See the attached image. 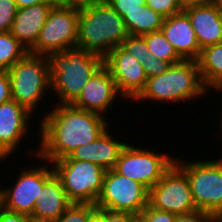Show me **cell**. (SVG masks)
Returning <instances> with one entry per match:
<instances>
[{
	"label": "cell",
	"mask_w": 222,
	"mask_h": 222,
	"mask_svg": "<svg viewBox=\"0 0 222 222\" xmlns=\"http://www.w3.org/2000/svg\"><path fill=\"white\" fill-rule=\"evenodd\" d=\"M108 127L93 142L84 144L73 150L67 157L59 160L88 161L101 165L104 169H114L120 152L126 146L127 140L113 137Z\"/></svg>",
	"instance_id": "obj_17"
},
{
	"label": "cell",
	"mask_w": 222,
	"mask_h": 222,
	"mask_svg": "<svg viewBox=\"0 0 222 222\" xmlns=\"http://www.w3.org/2000/svg\"><path fill=\"white\" fill-rule=\"evenodd\" d=\"M161 30L184 60L199 58L201 49L190 19L184 11L166 17Z\"/></svg>",
	"instance_id": "obj_18"
},
{
	"label": "cell",
	"mask_w": 222,
	"mask_h": 222,
	"mask_svg": "<svg viewBox=\"0 0 222 222\" xmlns=\"http://www.w3.org/2000/svg\"><path fill=\"white\" fill-rule=\"evenodd\" d=\"M142 222H176V214L160 211L147 205L138 215Z\"/></svg>",
	"instance_id": "obj_30"
},
{
	"label": "cell",
	"mask_w": 222,
	"mask_h": 222,
	"mask_svg": "<svg viewBox=\"0 0 222 222\" xmlns=\"http://www.w3.org/2000/svg\"><path fill=\"white\" fill-rule=\"evenodd\" d=\"M119 96L120 100H125L118 92L109 70L102 65L88 80L79 97L71 105L105 117L111 107L116 105L115 102Z\"/></svg>",
	"instance_id": "obj_15"
},
{
	"label": "cell",
	"mask_w": 222,
	"mask_h": 222,
	"mask_svg": "<svg viewBox=\"0 0 222 222\" xmlns=\"http://www.w3.org/2000/svg\"><path fill=\"white\" fill-rule=\"evenodd\" d=\"M31 117L33 114L13 99L0 104V157L4 161L20 151V141L32 132Z\"/></svg>",
	"instance_id": "obj_14"
},
{
	"label": "cell",
	"mask_w": 222,
	"mask_h": 222,
	"mask_svg": "<svg viewBox=\"0 0 222 222\" xmlns=\"http://www.w3.org/2000/svg\"><path fill=\"white\" fill-rule=\"evenodd\" d=\"M103 65L109 70L118 92L130 102L145 88L147 76L142 64L121 46L113 49L103 60Z\"/></svg>",
	"instance_id": "obj_13"
},
{
	"label": "cell",
	"mask_w": 222,
	"mask_h": 222,
	"mask_svg": "<svg viewBox=\"0 0 222 222\" xmlns=\"http://www.w3.org/2000/svg\"><path fill=\"white\" fill-rule=\"evenodd\" d=\"M174 162L175 157L168 153H158L149 147L139 148L129 142L120 152L114 170L150 189L157 184Z\"/></svg>",
	"instance_id": "obj_9"
},
{
	"label": "cell",
	"mask_w": 222,
	"mask_h": 222,
	"mask_svg": "<svg viewBox=\"0 0 222 222\" xmlns=\"http://www.w3.org/2000/svg\"><path fill=\"white\" fill-rule=\"evenodd\" d=\"M72 204L67 198L60 179L55 173L44 183L40 199L36 202L31 217L56 221Z\"/></svg>",
	"instance_id": "obj_20"
},
{
	"label": "cell",
	"mask_w": 222,
	"mask_h": 222,
	"mask_svg": "<svg viewBox=\"0 0 222 222\" xmlns=\"http://www.w3.org/2000/svg\"><path fill=\"white\" fill-rule=\"evenodd\" d=\"M181 158L176 156L175 163L188 178L196 208L209 214H222V157L187 162Z\"/></svg>",
	"instance_id": "obj_6"
},
{
	"label": "cell",
	"mask_w": 222,
	"mask_h": 222,
	"mask_svg": "<svg viewBox=\"0 0 222 222\" xmlns=\"http://www.w3.org/2000/svg\"><path fill=\"white\" fill-rule=\"evenodd\" d=\"M209 90L205 87L197 60H183L170 65L161 75L147 78L145 88L133 100L178 103L203 98Z\"/></svg>",
	"instance_id": "obj_4"
},
{
	"label": "cell",
	"mask_w": 222,
	"mask_h": 222,
	"mask_svg": "<svg viewBox=\"0 0 222 222\" xmlns=\"http://www.w3.org/2000/svg\"><path fill=\"white\" fill-rule=\"evenodd\" d=\"M7 72L10 78L12 99L34 114L43 101L46 103V100L42 99L47 95L46 93H51L47 57L28 52Z\"/></svg>",
	"instance_id": "obj_5"
},
{
	"label": "cell",
	"mask_w": 222,
	"mask_h": 222,
	"mask_svg": "<svg viewBox=\"0 0 222 222\" xmlns=\"http://www.w3.org/2000/svg\"><path fill=\"white\" fill-rule=\"evenodd\" d=\"M213 0H178L180 8L185 10L189 7L199 6L206 3H209Z\"/></svg>",
	"instance_id": "obj_37"
},
{
	"label": "cell",
	"mask_w": 222,
	"mask_h": 222,
	"mask_svg": "<svg viewBox=\"0 0 222 222\" xmlns=\"http://www.w3.org/2000/svg\"><path fill=\"white\" fill-rule=\"evenodd\" d=\"M170 65L171 64L169 62L160 60L151 53L146 61L142 64L147 78H152L163 74L167 71Z\"/></svg>",
	"instance_id": "obj_31"
},
{
	"label": "cell",
	"mask_w": 222,
	"mask_h": 222,
	"mask_svg": "<svg viewBox=\"0 0 222 222\" xmlns=\"http://www.w3.org/2000/svg\"><path fill=\"white\" fill-rule=\"evenodd\" d=\"M212 91H214V92L216 91V92H218V93H219V91H220V93H222V92H221V91H222V88H216V89H214V90L212 89ZM221 105H222V104H221ZM221 109H222V108H221ZM219 115H221V116H218V117H221V120H220V122H221L220 128H221V129H220V131H222V113H221V114L219 113ZM221 136H222V132H221ZM221 139H222V138H221Z\"/></svg>",
	"instance_id": "obj_39"
},
{
	"label": "cell",
	"mask_w": 222,
	"mask_h": 222,
	"mask_svg": "<svg viewBox=\"0 0 222 222\" xmlns=\"http://www.w3.org/2000/svg\"><path fill=\"white\" fill-rule=\"evenodd\" d=\"M107 3L123 18L127 13H132L146 5V0H106Z\"/></svg>",
	"instance_id": "obj_32"
},
{
	"label": "cell",
	"mask_w": 222,
	"mask_h": 222,
	"mask_svg": "<svg viewBox=\"0 0 222 222\" xmlns=\"http://www.w3.org/2000/svg\"><path fill=\"white\" fill-rule=\"evenodd\" d=\"M96 209L92 203H72L54 222H88L89 216Z\"/></svg>",
	"instance_id": "obj_26"
},
{
	"label": "cell",
	"mask_w": 222,
	"mask_h": 222,
	"mask_svg": "<svg viewBox=\"0 0 222 222\" xmlns=\"http://www.w3.org/2000/svg\"><path fill=\"white\" fill-rule=\"evenodd\" d=\"M62 1L72 2V3H82V2L95 1V0H62Z\"/></svg>",
	"instance_id": "obj_41"
},
{
	"label": "cell",
	"mask_w": 222,
	"mask_h": 222,
	"mask_svg": "<svg viewBox=\"0 0 222 222\" xmlns=\"http://www.w3.org/2000/svg\"><path fill=\"white\" fill-rule=\"evenodd\" d=\"M211 214L195 210L190 213L176 215V222H210Z\"/></svg>",
	"instance_id": "obj_33"
},
{
	"label": "cell",
	"mask_w": 222,
	"mask_h": 222,
	"mask_svg": "<svg viewBox=\"0 0 222 222\" xmlns=\"http://www.w3.org/2000/svg\"><path fill=\"white\" fill-rule=\"evenodd\" d=\"M28 50L10 33L0 32V71H8Z\"/></svg>",
	"instance_id": "obj_24"
},
{
	"label": "cell",
	"mask_w": 222,
	"mask_h": 222,
	"mask_svg": "<svg viewBox=\"0 0 222 222\" xmlns=\"http://www.w3.org/2000/svg\"><path fill=\"white\" fill-rule=\"evenodd\" d=\"M43 161L47 165L36 164L35 167H27L28 169L24 167L13 185H0V206L12 212L32 216L44 183L54 174L52 164L47 160Z\"/></svg>",
	"instance_id": "obj_10"
},
{
	"label": "cell",
	"mask_w": 222,
	"mask_h": 222,
	"mask_svg": "<svg viewBox=\"0 0 222 222\" xmlns=\"http://www.w3.org/2000/svg\"><path fill=\"white\" fill-rule=\"evenodd\" d=\"M51 164L72 203L95 204L102 190L106 169L96 163L78 160H57Z\"/></svg>",
	"instance_id": "obj_8"
},
{
	"label": "cell",
	"mask_w": 222,
	"mask_h": 222,
	"mask_svg": "<svg viewBox=\"0 0 222 222\" xmlns=\"http://www.w3.org/2000/svg\"><path fill=\"white\" fill-rule=\"evenodd\" d=\"M29 216L6 210L0 206V222H27Z\"/></svg>",
	"instance_id": "obj_35"
},
{
	"label": "cell",
	"mask_w": 222,
	"mask_h": 222,
	"mask_svg": "<svg viewBox=\"0 0 222 222\" xmlns=\"http://www.w3.org/2000/svg\"><path fill=\"white\" fill-rule=\"evenodd\" d=\"M45 116V117H44ZM103 115L78 109L71 104H54L43 115L41 125L33 134V140L40 143L37 149L26 152L31 156L50 163L67 157L76 148L93 142L110 125ZM33 153V155H31Z\"/></svg>",
	"instance_id": "obj_1"
},
{
	"label": "cell",
	"mask_w": 222,
	"mask_h": 222,
	"mask_svg": "<svg viewBox=\"0 0 222 222\" xmlns=\"http://www.w3.org/2000/svg\"><path fill=\"white\" fill-rule=\"evenodd\" d=\"M27 222H54V221L41 220V219H35L33 217H29Z\"/></svg>",
	"instance_id": "obj_40"
},
{
	"label": "cell",
	"mask_w": 222,
	"mask_h": 222,
	"mask_svg": "<svg viewBox=\"0 0 222 222\" xmlns=\"http://www.w3.org/2000/svg\"><path fill=\"white\" fill-rule=\"evenodd\" d=\"M164 19L165 17L147 5L141 6L139 10L127 13L123 17L129 35L141 36L161 30Z\"/></svg>",
	"instance_id": "obj_22"
},
{
	"label": "cell",
	"mask_w": 222,
	"mask_h": 222,
	"mask_svg": "<svg viewBox=\"0 0 222 222\" xmlns=\"http://www.w3.org/2000/svg\"><path fill=\"white\" fill-rule=\"evenodd\" d=\"M11 99V84L8 72L0 71V104Z\"/></svg>",
	"instance_id": "obj_34"
},
{
	"label": "cell",
	"mask_w": 222,
	"mask_h": 222,
	"mask_svg": "<svg viewBox=\"0 0 222 222\" xmlns=\"http://www.w3.org/2000/svg\"><path fill=\"white\" fill-rule=\"evenodd\" d=\"M146 5L165 18L183 11L178 0H146Z\"/></svg>",
	"instance_id": "obj_29"
},
{
	"label": "cell",
	"mask_w": 222,
	"mask_h": 222,
	"mask_svg": "<svg viewBox=\"0 0 222 222\" xmlns=\"http://www.w3.org/2000/svg\"><path fill=\"white\" fill-rule=\"evenodd\" d=\"M197 63L205 87L222 88V43L203 48Z\"/></svg>",
	"instance_id": "obj_21"
},
{
	"label": "cell",
	"mask_w": 222,
	"mask_h": 222,
	"mask_svg": "<svg viewBox=\"0 0 222 222\" xmlns=\"http://www.w3.org/2000/svg\"><path fill=\"white\" fill-rule=\"evenodd\" d=\"M142 36L145 38L150 53L158 59L167 61L171 65L184 60L166 39L162 30L146 33Z\"/></svg>",
	"instance_id": "obj_23"
},
{
	"label": "cell",
	"mask_w": 222,
	"mask_h": 222,
	"mask_svg": "<svg viewBox=\"0 0 222 222\" xmlns=\"http://www.w3.org/2000/svg\"><path fill=\"white\" fill-rule=\"evenodd\" d=\"M183 11L190 19L201 50L222 43V8L218 0Z\"/></svg>",
	"instance_id": "obj_16"
},
{
	"label": "cell",
	"mask_w": 222,
	"mask_h": 222,
	"mask_svg": "<svg viewBox=\"0 0 222 222\" xmlns=\"http://www.w3.org/2000/svg\"><path fill=\"white\" fill-rule=\"evenodd\" d=\"M148 205L176 215L198 210L192 199L188 178L175 162L157 184L149 189Z\"/></svg>",
	"instance_id": "obj_12"
},
{
	"label": "cell",
	"mask_w": 222,
	"mask_h": 222,
	"mask_svg": "<svg viewBox=\"0 0 222 222\" xmlns=\"http://www.w3.org/2000/svg\"><path fill=\"white\" fill-rule=\"evenodd\" d=\"M129 35L123 18L106 0L79 3L77 46L104 60Z\"/></svg>",
	"instance_id": "obj_2"
},
{
	"label": "cell",
	"mask_w": 222,
	"mask_h": 222,
	"mask_svg": "<svg viewBox=\"0 0 222 222\" xmlns=\"http://www.w3.org/2000/svg\"><path fill=\"white\" fill-rule=\"evenodd\" d=\"M55 4H37L18 9L10 33L28 50L35 46L41 28Z\"/></svg>",
	"instance_id": "obj_19"
},
{
	"label": "cell",
	"mask_w": 222,
	"mask_h": 222,
	"mask_svg": "<svg viewBox=\"0 0 222 222\" xmlns=\"http://www.w3.org/2000/svg\"><path fill=\"white\" fill-rule=\"evenodd\" d=\"M138 216L128 212H114L96 209L88 218V222H135Z\"/></svg>",
	"instance_id": "obj_27"
},
{
	"label": "cell",
	"mask_w": 222,
	"mask_h": 222,
	"mask_svg": "<svg viewBox=\"0 0 222 222\" xmlns=\"http://www.w3.org/2000/svg\"><path fill=\"white\" fill-rule=\"evenodd\" d=\"M17 10L14 0H0V32L10 31Z\"/></svg>",
	"instance_id": "obj_28"
},
{
	"label": "cell",
	"mask_w": 222,
	"mask_h": 222,
	"mask_svg": "<svg viewBox=\"0 0 222 222\" xmlns=\"http://www.w3.org/2000/svg\"><path fill=\"white\" fill-rule=\"evenodd\" d=\"M135 222H142L139 218Z\"/></svg>",
	"instance_id": "obj_43"
},
{
	"label": "cell",
	"mask_w": 222,
	"mask_h": 222,
	"mask_svg": "<svg viewBox=\"0 0 222 222\" xmlns=\"http://www.w3.org/2000/svg\"><path fill=\"white\" fill-rule=\"evenodd\" d=\"M120 46L140 64H143L150 54L145 38L141 35H128Z\"/></svg>",
	"instance_id": "obj_25"
},
{
	"label": "cell",
	"mask_w": 222,
	"mask_h": 222,
	"mask_svg": "<svg viewBox=\"0 0 222 222\" xmlns=\"http://www.w3.org/2000/svg\"><path fill=\"white\" fill-rule=\"evenodd\" d=\"M17 8L22 9L37 4H56L59 0H14Z\"/></svg>",
	"instance_id": "obj_36"
},
{
	"label": "cell",
	"mask_w": 222,
	"mask_h": 222,
	"mask_svg": "<svg viewBox=\"0 0 222 222\" xmlns=\"http://www.w3.org/2000/svg\"><path fill=\"white\" fill-rule=\"evenodd\" d=\"M52 95L56 104H72L92 75L103 65V60L89 54L81 46H71L64 51L47 56ZM54 93V94H53Z\"/></svg>",
	"instance_id": "obj_3"
},
{
	"label": "cell",
	"mask_w": 222,
	"mask_h": 222,
	"mask_svg": "<svg viewBox=\"0 0 222 222\" xmlns=\"http://www.w3.org/2000/svg\"><path fill=\"white\" fill-rule=\"evenodd\" d=\"M218 1H219L220 5H221V8H222V0H218Z\"/></svg>",
	"instance_id": "obj_42"
},
{
	"label": "cell",
	"mask_w": 222,
	"mask_h": 222,
	"mask_svg": "<svg viewBox=\"0 0 222 222\" xmlns=\"http://www.w3.org/2000/svg\"><path fill=\"white\" fill-rule=\"evenodd\" d=\"M79 3L59 0L49 12L31 54L47 56L77 44Z\"/></svg>",
	"instance_id": "obj_7"
},
{
	"label": "cell",
	"mask_w": 222,
	"mask_h": 222,
	"mask_svg": "<svg viewBox=\"0 0 222 222\" xmlns=\"http://www.w3.org/2000/svg\"><path fill=\"white\" fill-rule=\"evenodd\" d=\"M148 196L149 189L140 182L110 169L105 173L102 190L95 206L97 209L128 212L138 216L148 205Z\"/></svg>",
	"instance_id": "obj_11"
},
{
	"label": "cell",
	"mask_w": 222,
	"mask_h": 222,
	"mask_svg": "<svg viewBox=\"0 0 222 222\" xmlns=\"http://www.w3.org/2000/svg\"><path fill=\"white\" fill-rule=\"evenodd\" d=\"M210 222H222V214H211Z\"/></svg>",
	"instance_id": "obj_38"
}]
</instances>
